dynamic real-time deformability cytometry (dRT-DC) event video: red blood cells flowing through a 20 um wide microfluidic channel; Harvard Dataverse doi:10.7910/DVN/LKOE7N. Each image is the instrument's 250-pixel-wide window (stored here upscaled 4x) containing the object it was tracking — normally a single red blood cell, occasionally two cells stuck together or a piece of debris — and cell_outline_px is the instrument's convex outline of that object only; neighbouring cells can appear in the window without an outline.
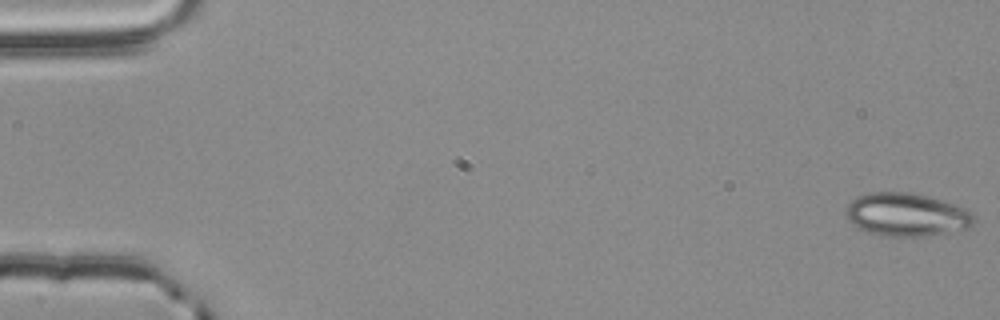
{"species": "common noctule bat (a hibernating species)", "species_latin": "Nyctalus noctula", "temperature_condition": "room temperature", "stored_images_in_passage": 49, "camera_frame_rate_fps": 3000, "um_per_image_px": 0.085, "animal": {"sex": "male", "body_mass_g": 20.4}, "frame": {"image": 1, "passage_image": 1, "time_ms": 0.0, "image_size_px": [1000, 320], "cell_outline_px": [[972, 228], [928, 236], [884, 236], [864, 232], [852, 224], [848, 220], [844, 212], [844, 208], [856, 196], [868, 192], [908, 192], [928, 196], [964, 208], [972, 212]], "centroid_in_image_um": [76.99, 18.25], "position_along_channel_um": 8.0, "area_um2": 32.48}}
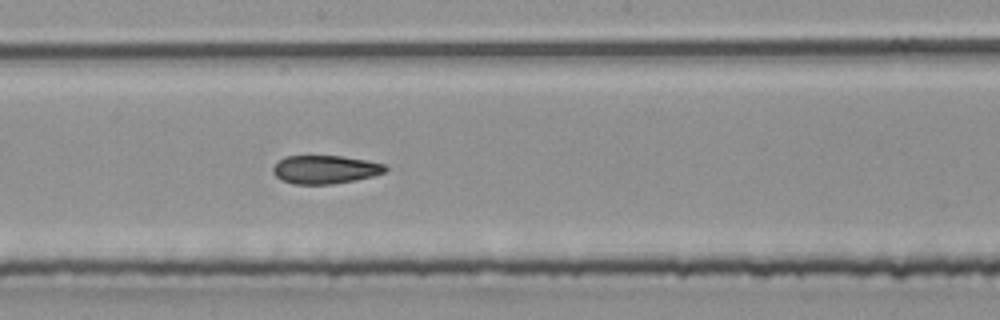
{"frame": {"image": 2, "passage_image": 31, "time_ms": 10.0, "image_size_px": [1000, 320], "cell_outline_px": [[388, 168], [384, 172], [372, 176], [356, 180], [332, 184], [292, 184], [280, 180], [272, 172], [272, 168], [284, 156], [344, 156], [384, 164]], "centroid_in_image_um": [27.61, 14.41], "position_along_channel_um": 220.6, "area_um2": 18.55}}
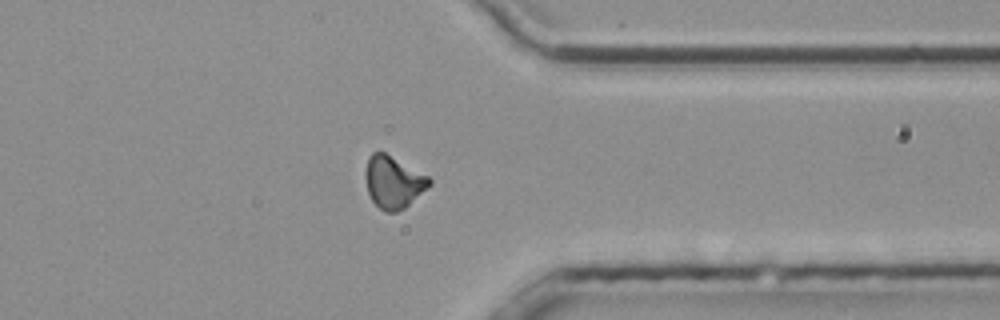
{"frame": {"image": 3, "passage_image": 44, "time_ms": 14.333, "image_size_px": [1000, 320], "cell_outline_px": [[432, 184], [428, 188], [404, 208], [396, 212], [384, 212], [372, 200], [368, 192], [364, 176], [364, 172], [368, 156], [372, 152], [384, 152], [428, 176], [432, 180]], "centroid_in_image_um": [33.42, 15.47], "position_along_channel_um": 378.0, "area_um2": 19.42}, "authors_computed_cell_mechanics": {"area_um2": 19.8254, "velocity_mm_per_s": 3.7808, "shape_relaxation_time_tau1_ms": null, "shape_relaxation_time_tau2_ms": 3.3155, "deformation_change_tau1": null, "deformation_change_tau2": 0.102}}